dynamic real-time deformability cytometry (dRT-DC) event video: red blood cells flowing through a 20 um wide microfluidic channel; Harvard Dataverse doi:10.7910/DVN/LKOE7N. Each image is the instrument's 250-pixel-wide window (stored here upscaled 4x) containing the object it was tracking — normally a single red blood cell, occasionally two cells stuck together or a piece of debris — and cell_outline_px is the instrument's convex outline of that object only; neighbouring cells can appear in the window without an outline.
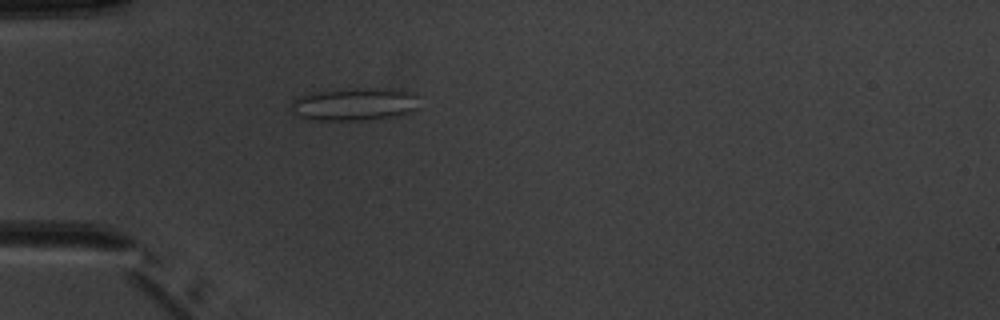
{"species": "common noctule bat (a hibernating species)", "species_latin": "Nyctalus noctula", "temperature_condition": "warm", "stored_images_in_passage": 1, "camera_frame_rate_fps": 3000, "um_per_image_px": 0.085, "animal": {"sex": "male", "body_mass_g": 20.1, "forearm_length_mm": 53.5}, "frame": {"image": 1, "passage_image": 1, "time_ms": 0.0, "image_size_px": [1000, 320], "cell_outline_px": [[420, 108], [396, 116], [364, 120], [308, 120], [292, 112], [292, 100], [300, 96], [316, 92], [368, 88], [376, 88], [408, 92], [416, 96]], "centroid_in_image_um": [30.12, 8.88], "position_along_channel_um": 54.9, "area_um2": 24.04}}